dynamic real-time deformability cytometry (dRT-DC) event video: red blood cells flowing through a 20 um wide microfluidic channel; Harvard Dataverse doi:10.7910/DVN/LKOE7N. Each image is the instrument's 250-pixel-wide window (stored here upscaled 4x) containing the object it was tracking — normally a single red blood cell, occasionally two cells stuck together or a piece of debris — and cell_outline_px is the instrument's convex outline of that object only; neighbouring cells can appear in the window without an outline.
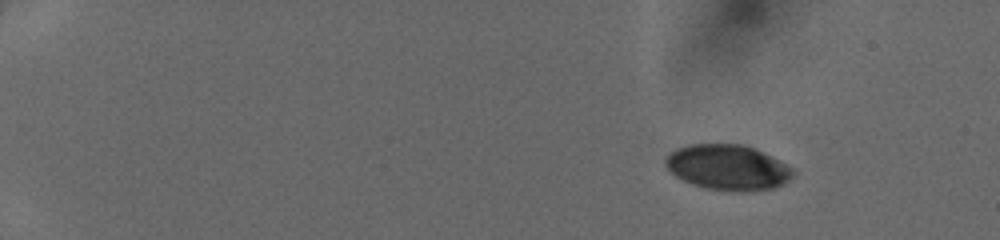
{"species": "human", "species_latin": "Homo sapiens", "temperature_condition": "cold", "stored_images_in_passage": 44, "camera_frame_rate_fps": 3000, "um_per_image_px": 0.085, "donor": {"sex": "female"}, "frame": {"image": 1, "passage_image": 1, "time_ms": 0.0, "image_size_px": [1000, 240], "cell_outline_px": [[796, 172], [788, 180], [772, 188], [744, 192], [736, 192], [704, 188], [692, 184], [676, 176], [664, 164], [664, 160], [676, 148], [688, 144], [744, 144], [792, 168]], "centroid_in_image_um": [61.82, 14.24], "position_along_channel_um": 23.2, "area_um2": 33.29}}
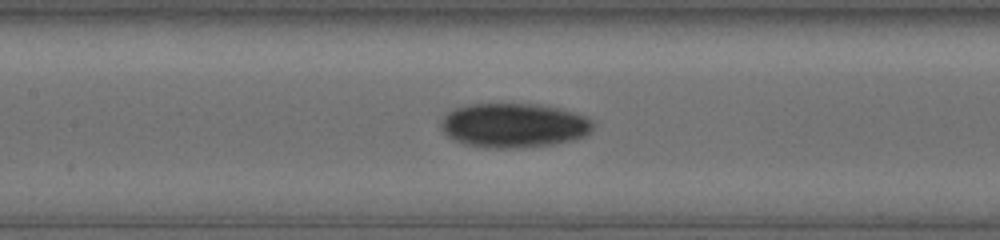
{"frame": {"image": 2, "passage_image": 21, "time_ms": 6.667, "image_size_px": [1000, 240], "cell_outline_px": [[596, 124], [592, 132], [584, 136], [572, 140], [552, 144], [520, 148], [484, 148], [464, 144], [452, 140], [440, 128], [440, 120], [448, 112], [456, 108], [468, 104], [540, 104], [560, 108], [576, 112], [588, 116]], "centroid_in_image_um": [43.7, 10.66], "position_along_channel_um": 163.7, "area_um2": 40.0}}
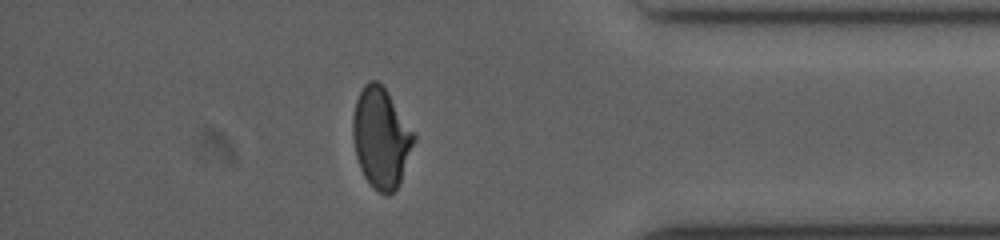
{"frame": {"image": 3, "passage_image": 39, "time_ms": 12.667, "image_size_px": [1000, 240], "cell_outline_px": [[416, 140], [400, 180], [396, 188], [388, 196], [380, 192], [364, 176], [360, 168], [356, 156], [352, 136], [352, 116], [356, 100], [364, 84], [368, 80], [376, 80], [388, 92], [416, 136]], "centroid_in_image_um": [32.37, 11.69], "position_along_channel_um": 402.8, "area_um2": 35.32}}